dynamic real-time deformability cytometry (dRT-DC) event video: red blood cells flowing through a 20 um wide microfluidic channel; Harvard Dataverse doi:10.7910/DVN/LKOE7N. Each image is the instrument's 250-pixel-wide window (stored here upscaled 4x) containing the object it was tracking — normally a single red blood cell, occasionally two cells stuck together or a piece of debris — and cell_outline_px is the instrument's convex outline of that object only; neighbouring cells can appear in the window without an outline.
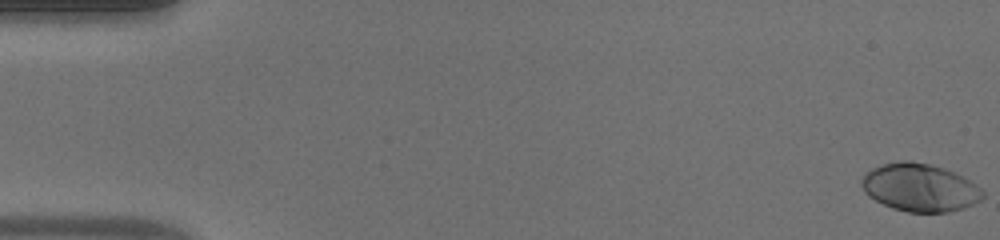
{"species": "human", "species_latin": "Homo sapiens", "temperature_condition": "warm", "stored_images_in_passage": 49, "camera_frame_rate_fps": 3000, "um_per_image_px": 0.085, "donor": {"sex": "male"}, "frame": {"image": 1, "passage_image": 1, "time_ms": 0.0, "image_size_px": [1000, 240], "cell_outline_px": [[984, 196], [980, 200], [972, 204], [948, 212], [908, 212], [892, 208], [868, 196], [864, 192], [864, 176], [868, 172], [884, 164], [900, 160], [908, 160], [928, 164], [952, 172], [976, 184], [984, 192]], "centroid_in_image_um": [78.2, 15.95], "position_along_channel_um": 6.8, "area_um2": 32.95}}
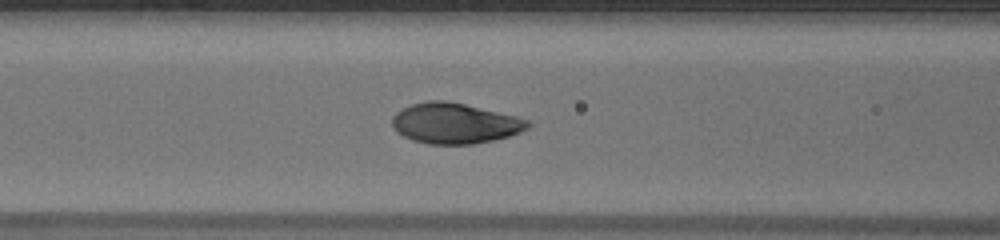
{"frame": {"image": 2, "passage_image": 21, "time_ms": 6.667, "image_size_px": [1000, 240], "cell_outline_px": [[532, 124], [528, 128], [520, 132], [508, 136], [492, 140], [472, 144], [428, 144], [412, 140], [396, 132], [392, 124], [392, 116], [396, 112], [412, 104], [428, 100], [448, 100], [516, 116], [528, 120]], "centroid_in_image_um": [38.64, 10.48], "position_along_channel_um": 128.0, "area_um2": 32.02}}
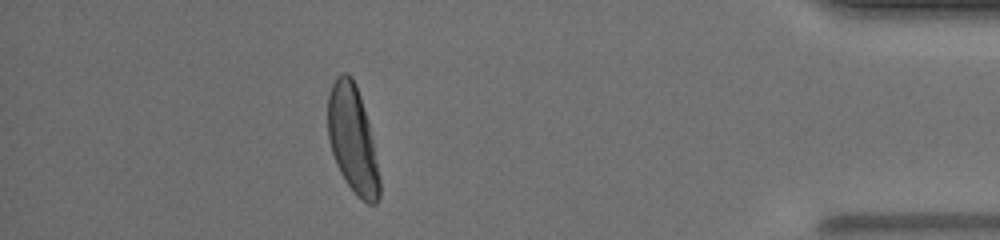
{"frame": {"image": 3, "passage_image": 44, "time_ms": 14.333, "image_size_px": [1000, 240], "cell_outline_px": [[380, 196], [376, 204], [368, 204], [348, 184], [340, 172], [336, 164], [328, 140], [328, 96], [332, 84], [336, 76], [340, 72], [348, 72], [352, 76], [356, 84], [368, 120], [380, 180]], "centroid_in_image_um": [29.96, 11.79], "position_along_channel_um": 405.2, "area_um2": 32.02}, "authors_computed_cell_mechanics": {"area_um2": 32.0212, "velocity_mm_per_s": 4.23, "shape_relaxation_time_tau1_ms": 2.2057, "shape_relaxation_time_tau2_ms": null, "deformation_change_tau1": 0.1715, "deformation_change_tau2": null}}